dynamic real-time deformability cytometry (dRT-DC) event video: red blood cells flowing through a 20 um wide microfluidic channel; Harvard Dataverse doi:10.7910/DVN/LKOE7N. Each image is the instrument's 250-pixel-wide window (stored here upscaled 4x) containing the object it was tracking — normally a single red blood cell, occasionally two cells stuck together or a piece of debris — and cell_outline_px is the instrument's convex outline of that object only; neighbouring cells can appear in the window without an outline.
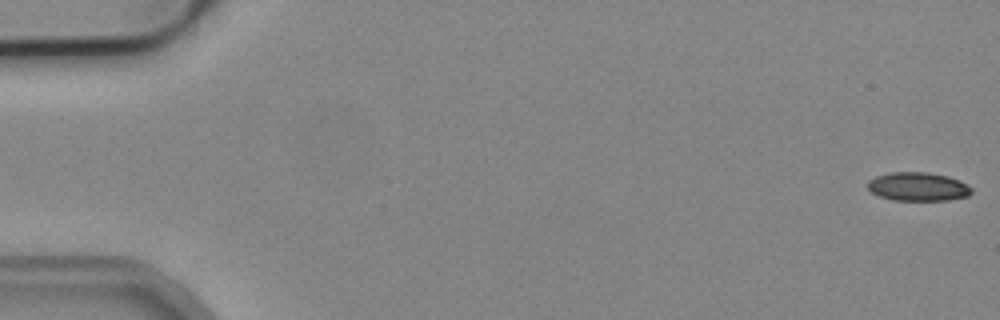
{"species": "common noctule bat (a hibernating species)", "species_latin": "Nyctalus noctula", "temperature_condition": "cold", "stored_images_in_passage": 4, "camera_frame_rate_fps": 3000, "um_per_image_px": 0.085, "animal": {"sex": "male", "body_mass_g": 19.2, "forearm_length_mm": 51.8}, "frame": {"image": 1, "passage_image": 1, "time_ms": 0.0, "image_size_px": [1000, 320], "cell_outline_px": [[972, 192], [968, 196], [948, 200], [892, 200], [880, 196], [872, 192], [868, 188], [868, 180], [876, 176], [888, 172], [928, 172], [948, 176], [960, 180], [968, 184], [972, 188]], "centroid_in_image_um": [78.05, 15.85], "position_along_channel_um": 7.0, "area_um2": 17.46}}